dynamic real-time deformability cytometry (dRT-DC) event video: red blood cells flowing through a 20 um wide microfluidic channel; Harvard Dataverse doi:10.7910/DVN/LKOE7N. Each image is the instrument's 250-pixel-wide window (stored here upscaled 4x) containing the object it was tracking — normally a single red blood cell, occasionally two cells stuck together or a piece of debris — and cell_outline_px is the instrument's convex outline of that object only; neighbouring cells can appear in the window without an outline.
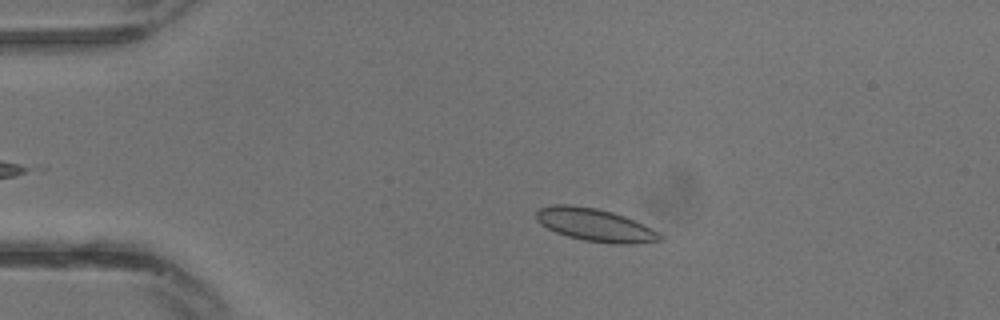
{"species": "common noctule bat (a hibernating species)", "species_latin": "Nyctalus noctula", "temperature_condition": "warm", "stored_images_in_passage": 27, "camera_frame_rate_fps": 3000, "um_per_image_px": 0.085, "animal": {"sex": "male", "body_mass_g": 13.3}, "frame": {"image": 1, "passage_image": 6, "time_ms": 1.667, "image_size_px": [1000, 320], "cell_outline_px": [[664, 240], [632, 244], [612, 244], [584, 240], [568, 236], [556, 232], [540, 224], [536, 220], [536, 212], [540, 208], [552, 204], [568, 204], [596, 208], [612, 212], [624, 216], [660, 232], [664, 236]], "centroid_in_image_um": [50.6, 19.12], "position_along_channel_um": 34.4, "area_um2": 23.7}}
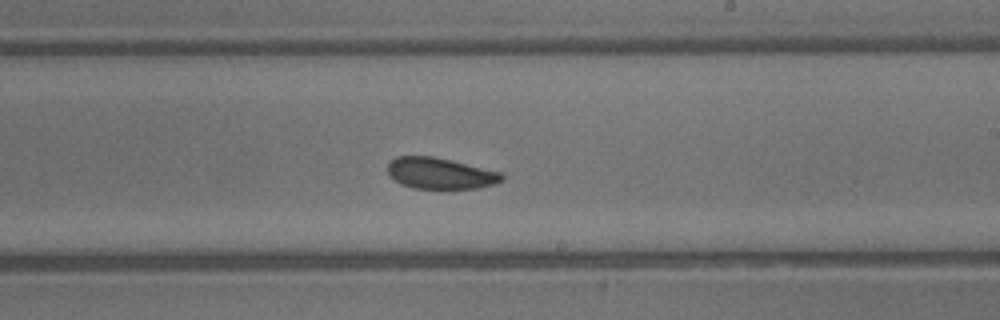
{"frame": {"image": 2, "passage_image": 18, "time_ms": 5.667, "image_size_px": [1000, 320], "cell_outline_px": [[504, 180], [496, 184], [480, 188], [412, 188], [400, 184], [388, 172], [388, 164], [396, 156], [432, 156], [452, 160], [504, 172]], "centroid_in_image_um": [37.49, 14.73], "position_along_channel_um": 251.5, "area_um2": 20.92}}
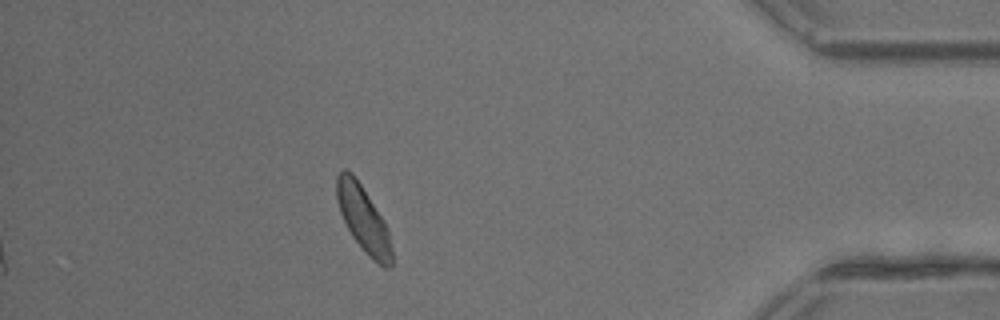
{"frame": {"image": 3, "passage_image": 27, "time_ms": 8.667, "image_size_px": [1000, 320], "cell_outline_px": [[392, 268], [384, 268], [372, 260], [364, 252], [352, 236], [340, 212], [336, 200], [336, 176], [344, 168], [352, 172], [384, 220], [388, 232], [392, 248]], "centroid_in_image_um": [30.88, 18.64], "position_along_channel_um": 404.3, "area_um2": 21.15}}